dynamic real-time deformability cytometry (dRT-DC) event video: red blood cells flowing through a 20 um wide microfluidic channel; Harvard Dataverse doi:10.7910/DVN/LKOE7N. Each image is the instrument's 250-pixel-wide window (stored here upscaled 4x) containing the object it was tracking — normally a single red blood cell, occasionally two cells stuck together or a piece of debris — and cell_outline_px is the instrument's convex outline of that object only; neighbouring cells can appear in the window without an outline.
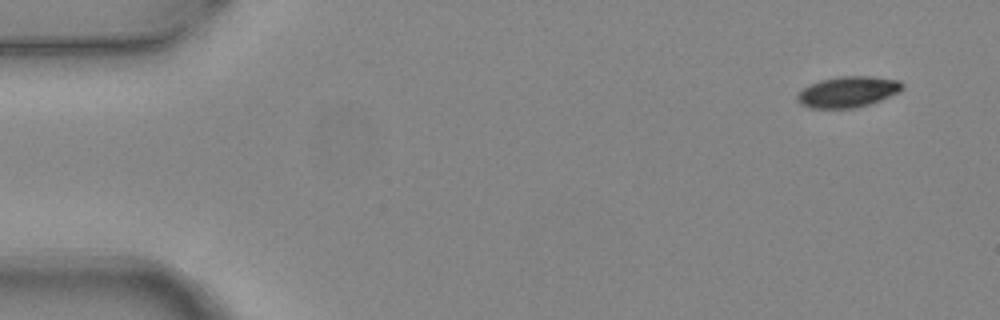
{"species": "common noctule bat (a hibernating species)", "species_latin": "Nyctalus noctula", "temperature_condition": "warm", "stored_images_in_passage": 5, "camera_frame_rate_fps": 3000, "um_per_image_px": 0.085, "animal": {"sex": "female", "body_mass_g": 24.6, "forearm_length_mm": 56.2}, "frame": {"image": 1, "passage_image": 1, "time_ms": 0.0, "image_size_px": [1000, 320], "cell_outline_px": [[904, 88], [900, 92], [872, 104], [856, 108], [808, 108], [800, 104], [796, 100], [796, 96], [804, 88], [820, 80], [840, 76], [872, 76], [900, 80], [904, 84]], "centroid_in_image_um": [72.11, 7.81], "position_along_channel_um": 12.9, "area_um2": 19.19}}
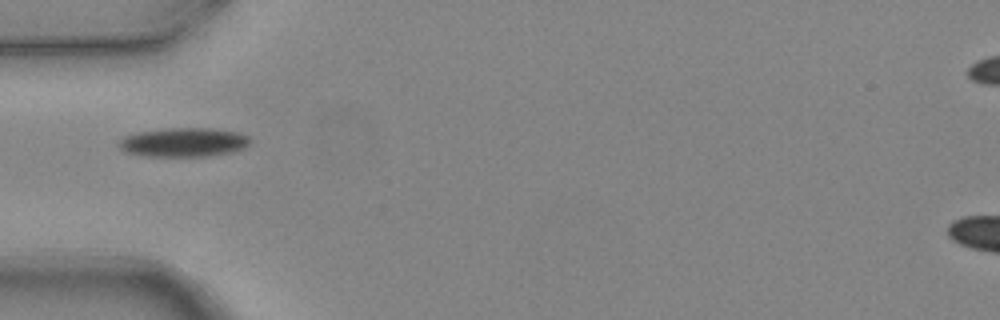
{"frame": {"image": 2, "passage_image": 5, "time_ms": 1.333, "image_size_px": [1000, 320], "cell_outline_px": [[252, 140], [244, 148], [232, 152], [208, 156], [144, 156], [124, 152], [116, 144], [124, 136], [136, 132], [164, 128], [212, 128], [240, 132], [248, 136]], "centroid_in_image_um": [15.6, 12.09], "position_along_channel_um": 69.4, "area_um2": 22.54}}